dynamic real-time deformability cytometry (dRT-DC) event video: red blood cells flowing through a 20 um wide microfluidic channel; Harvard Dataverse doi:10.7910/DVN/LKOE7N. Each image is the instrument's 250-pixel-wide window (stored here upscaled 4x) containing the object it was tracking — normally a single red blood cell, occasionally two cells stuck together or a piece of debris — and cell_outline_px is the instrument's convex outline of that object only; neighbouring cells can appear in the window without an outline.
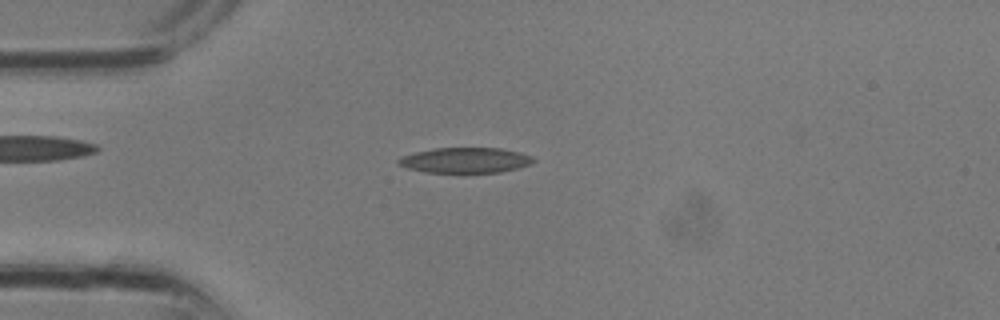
{"species": "common noctule bat (a hibernating species)", "species_latin": "Nyctalus noctula", "temperature_condition": "room temperature", "stored_images_in_passage": 13, "camera_frame_rate_fps": 3000, "um_per_image_px": 0.085, "animal": {"sex": "male", "body_mass_g": 13.3}, "frame": {"image": 1, "passage_image": 8, "time_ms": 2.333, "image_size_px": [1000, 320], "cell_outline_px": [[536, 160], [528, 164], [516, 168], [500, 172], [424, 172], [408, 168], [400, 164], [396, 160], [400, 156], [416, 152], [436, 148], [500, 148], [520, 152], [532, 156]], "centroid_in_image_um": [39.54, 13.61], "position_along_channel_um": 45.5, "area_um2": 19.71}}
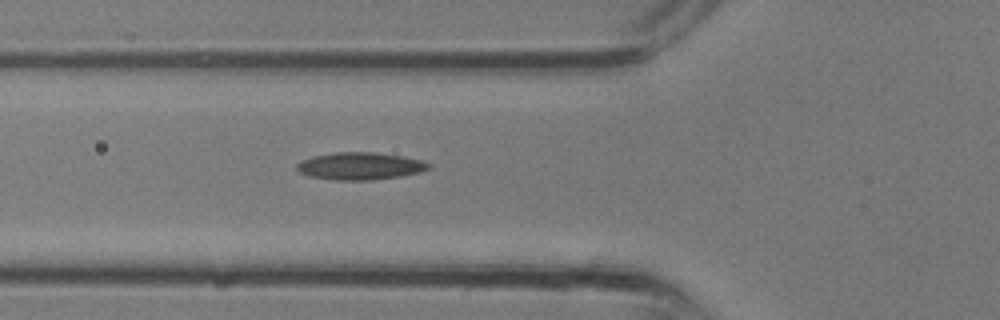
{"frame": {"image": 2, "passage_image": 11, "time_ms": 3.333, "image_size_px": [1000, 320], "cell_outline_px": [[432, 164], [428, 168], [420, 172], [400, 176], [372, 180], [332, 180], [308, 176], [300, 172], [296, 168], [296, 164], [312, 156], [336, 152], [372, 152], [404, 156], [420, 160]], "centroid_in_image_um": [30.59, 14.11], "position_along_channel_um": 95.2, "area_um2": 20.98}}
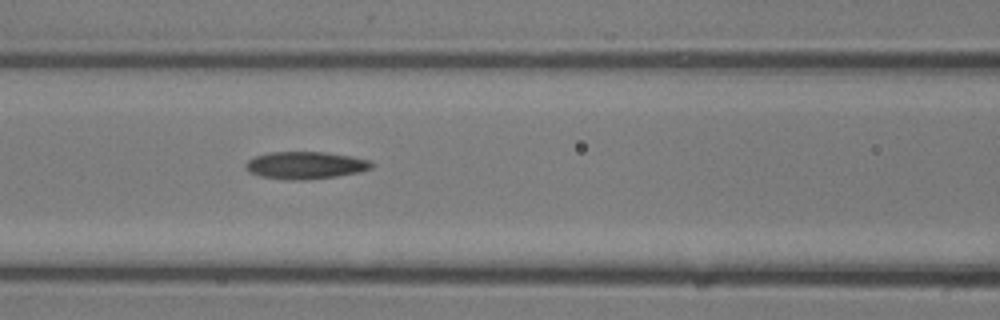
{"frame": {"image": 3, "passage_image": 13, "time_ms": 4.0, "image_size_px": [1000, 320], "cell_outline_px": [[372, 168], [360, 172], [336, 176], [300, 180], [292, 180], [260, 176], [248, 172], [244, 168], [244, 164], [248, 160], [256, 156], [268, 152], [324, 152], [352, 156], [372, 160]], "centroid_in_image_um": [25.95, 14.04], "position_along_channel_um": 140.6, "area_um2": 20.11}}